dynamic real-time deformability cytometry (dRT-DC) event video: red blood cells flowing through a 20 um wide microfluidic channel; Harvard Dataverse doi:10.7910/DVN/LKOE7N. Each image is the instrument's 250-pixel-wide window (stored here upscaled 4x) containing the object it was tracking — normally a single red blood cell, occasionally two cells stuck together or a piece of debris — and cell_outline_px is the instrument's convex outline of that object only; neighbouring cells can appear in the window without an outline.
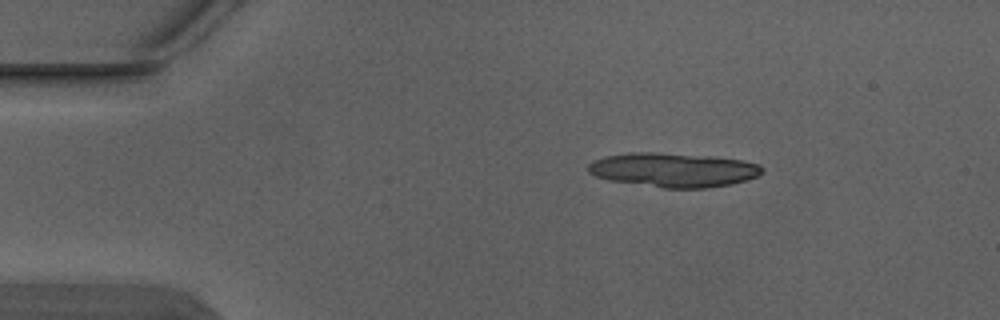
{"species": "Egyptian fruit bat (a non-hibernating species)", "species_latin": "Rousettus aegyptiacus", "temperature_condition": "warm", "stored_images_in_passage": 3, "camera_frame_rate_fps": 3000, "um_per_image_px": 0.085, "animal": {"sex": "male"}, "frame": {"image": 1, "passage_image": 3, "time_ms": 0.667, "image_size_px": [1000, 320], "cell_outline_px": [[764, 172], [756, 176], [732, 184], [708, 188], [664, 188], [608, 180], [596, 176], [588, 172], [588, 164], [592, 160], [604, 156], [632, 152], [660, 152], [716, 156], [740, 160], [760, 164], [764, 168]], "centroid_in_image_um": [57.23, 14.43], "position_along_channel_um": 27.8, "area_um2": 35.03}}